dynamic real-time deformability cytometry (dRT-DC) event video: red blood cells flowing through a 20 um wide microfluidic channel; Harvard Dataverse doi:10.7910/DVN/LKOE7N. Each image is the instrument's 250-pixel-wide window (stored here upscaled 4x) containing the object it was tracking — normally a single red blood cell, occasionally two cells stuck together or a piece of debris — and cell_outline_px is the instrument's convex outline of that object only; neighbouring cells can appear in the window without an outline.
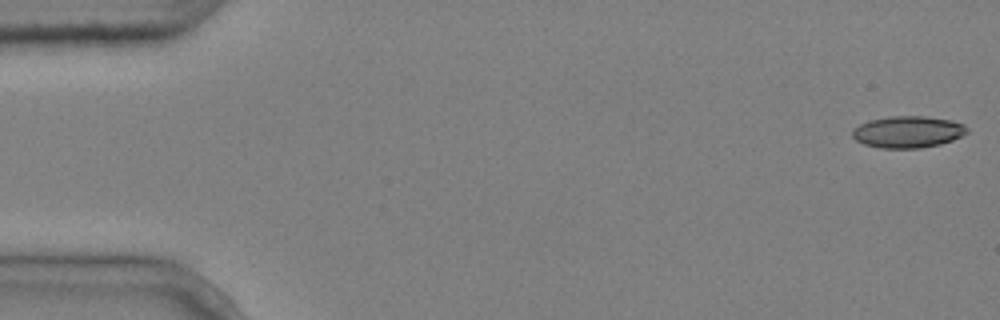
{"species": "common noctule bat (a hibernating species)", "species_latin": "Nyctalus noctula", "temperature_condition": "cold", "stored_images_in_passage": 3, "camera_frame_rate_fps": 3000, "um_per_image_px": 0.085, "animal": {"sex": "male", "body_mass_g": 20.4}, "frame": {"image": 1, "passage_image": 1, "time_ms": 0.0, "image_size_px": [1000, 320], "cell_outline_px": [[968, 132], [952, 140], [940, 144], [920, 148], [880, 148], [864, 144], [856, 140], [852, 136], [852, 128], [868, 120], [892, 116], [924, 116], [952, 120], [964, 124], [968, 128]], "centroid_in_image_um": [77.16, 11.2], "position_along_channel_um": 7.8, "area_um2": 21.27}}